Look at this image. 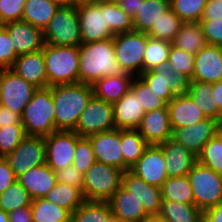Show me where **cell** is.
<instances>
[{
    "mask_svg": "<svg viewBox=\"0 0 222 222\" xmlns=\"http://www.w3.org/2000/svg\"><path fill=\"white\" fill-rule=\"evenodd\" d=\"M203 218L206 222H222V201L217 206L203 211Z\"/></svg>",
    "mask_w": 222,
    "mask_h": 222,
    "instance_id": "91938a15",
    "label": "cell"
},
{
    "mask_svg": "<svg viewBox=\"0 0 222 222\" xmlns=\"http://www.w3.org/2000/svg\"><path fill=\"white\" fill-rule=\"evenodd\" d=\"M101 0H77V5L79 4H91V3H98Z\"/></svg>",
    "mask_w": 222,
    "mask_h": 222,
    "instance_id": "03108f58",
    "label": "cell"
},
{
    "mask_svg": "<svg viewBox=\"0 0 222 222\" xmlns=\"http://www.w3.org/2000/svg\"><path fill=\"white\" fill-rule=\"evenodd\" d=\"M173 47L196 55L208 43L200 22H183L179 32L171 43Z\"/></svg>",
    "mask_w": 222,
    "mask_h": 222,
    "instance_id": "f546056e",
    "label": "cell"
},
{
    "mask_svg": "<svg viewBox=\"0 0 222 222\" xmlns=\"http://www.w3.org/2000/svg\"><path fill=\"white\" fill-rule=\"evenodd\" d=\"M45 44L79 46L81 33L77 6H60L43 30Z\"/></svg>",
    "mask_w": 222,
    "mask_h": 222,
    "instance_id": "8992f818",
    "label": "cell"
},
{
    "mask_svg": "<svg viewBox=\"0 0 222 222\" xmlns=\"http://www.w3.org/2000/svg\"><path fill=\"white\" fill-rule=\"evenodd\" d=\"M194 204L203 212L222 201V175L198 161L188 173Z\"/></svg>",
    "mask_w": 222,
    "mask_h": 222,
    "instance_id": "ba28073f",
    "label": "cell"
},
{
    "mask_svg": "<svg viewBox=\"0 0 222 222\" xmlns=\"http://www.w3.org/2000/svg\"><path fill=\"white\" fill-rule=\"evenodd\" d=\"M141 222H167V221L159 214H152L146 216L144 219L141 220Z\"/></svg>",
    "mask_w": 222,
    "mask_h": 222,
    "instance_id": "6125c7cd",
    "label": "cell"
},
{
    "mask_svg": "<svg viewBox=\"0 0 222 222\" xmlns=\"http://www.w3.org/2000/svg\"><path fill=\"white\" fill-rule=\"evenodd\" d=\"M222 130V124L212 118H206L190 126L172 130L174 141L184 145L193 154L198 156L203 146Z\"/></svg>",
    "mask_w": 222,
    "mask_h": 222,
    "instance_id": "9a60e30c",
    "label": "cell"
},
{
    "mask_svg": "<svg viewBox=\"0 0 222 222\" xmlns=\"http://www.w3.org/2000/svg\"><path fill=\"white\" fill-rule=\"evenodd\" d=\"M147 33L129 31L113 37L116 60L125 73L140 76L144 72Z\"/></svg>",
    "mask_w": 222,
    "mask_h": 222,
    "instance_id": "52a82bcc",
    "label": "cell"
},
{
    "mask_svg": "<svg viewBox=\"0 0 222 222\" xmlns=\"http://www.w3.org/2000/svg\"><path fill=\"white\" fill-rule=\"evenodd\" d=\"M32 200L28 191L16 180L0 194V209L9 214L15 209L30 206Z\"/></svg>",
    "mask_w": 222,
    "mask_h": 222,
    "instance_id": "ab89813d",
    "label": "cell"
},
{
    "mask_svg": "<svg viewBox=\"0 0 222 222\" xmlns=\"http://www.w3.org/2000/svg\"><path fill=\"white\" fill-rule=\"evenodd\" d=\"M159 215L167 222H198L203 212L195 204L162 200Z\"/></svg>",
    "mask_w": 222,
    "mask_h": 222,
    "instance_id": "e575fe53",
    "label": "cell"
},
{
    "mask_svg": "<svg viewBox=\"0 0 222 222\" xmlns=\"http://www.w3.org/2000/svg\"><path fill=\"white\" fill-rule=\"evenodd\" d=\"M55 105L52 86L37 88L22 114V125L27 136H49L55 128Z\"/></svg>",
    "mask_w": 222,
    "mask_h": 222,
    "instance_id": "277c9868",
    "label": "cell"
},
{
    "mask_svg": "<svg viewBox=\"0 0 222 222\" xmlns=\"http://www.w3.org/2000/svg\"><path fill=\"white\" fill-rule=\"evenodd\" d=\"M171 45L169 42L148 37L144 54V72L167 64Z\"/></svg>",
    "mask_w": 222,
    "mask_h": 222,
    "instance_id": "60d3db41",
    "label": "cell"
},
{
    "mask_svg": "<svg viewBox=\"0 0 222 222\" xmlns=\"http://www.w3.org/2000/svg\"><path fill=\"white\" fill-rule=\"evenodd\" d=\"M131 90L139 98L145 112L167 106V103L159 98L139 76L134 77Z\"/></svg>",
    "mask_w": 222,
    "mask_h": 222,
    "instance_id": "f6af8a7d",
    "label": "cell"
},
{
    "mask_svg": "<svg viewBox=\"0 0 222 222\" xmlns=\"http://www.w3.org/2000/svg\"><path fill=\"white\" fill-rule=\"evenodd\" d=\"M148 145L137 129L121 130V153L130 168L143 155Z\"/></svg>",
    "mask_w": 222,
    "mask_h": 222,
    "instance_id": "8d00e7d4",
    "label": "cell"
},
{
    "mask_svg": "<svg viewBox=\"0 0 222 222\" xmlns=\"http://www.w3.org/2000/svg\"><path fill=\"white\" fill-rule=\"evenodd\" d=\"M117 4L133 19L137 13V10H139L140 0H119L117 1Z\"/></svg>",
    "mask_w": 222,
    "mask_h": 222,
    "instance_id": "680465c9",
    "label": "cell"
},
{
    "mask_svg": "<svg viewBox=\"0 0 222 222\" xmlns=\"http://www.w3.org/2000/svg\"><path fill=\"white\" fill-rule=\"evenodd\" d=\"M112 213L123 222H141L148 214L139 199L121 186L108 201Z\"/></svg>",
    "mask_w": 222,
    "mask_h": 222,
    "instance_id": "4316f807",
    "label": "cell"
},
{
    "mask_svg": "<svg viewBox=\"0 0 222 222\" xmlns=\"http://www.w3.org/2000/svg\"><path fill=\"white\" fill-rule=\"evenodd\" d=\"M123 173L119 168L96 161L83 174L85 200L108 202L122 186Z\"/></svg>",
    "mask_w": 222,
    "mask_h": 222,
    "instance_id": "5b68a950",
    "label": "cell"
},
{
    "mask_svg": "<svg viewBox=\"0 0 222 222\" xmlns=\"http://www.w3.org/2000/svg\"><path fill=\"white\" fill-rule=\"evenodd\" d=\"M76 6L81 33V44L114 37L107 23L106 1L101 0L98 3L79 4Z\"/></svg>",
    "mask_w": 222,
    "mask_h": 222,
    "instance_id": "8fae6325",
    "label": "cell"
},
{
    "mask_svg": "<svg viewBox=\"0 0 222 222\" xmlns=\"http://www.w3.org/2000/svg\"><path fill=\"white\" fill-rule=\"evenodd\" d=\"M26 0H0V25L22 20Z\"/></svg>",
    "mask_w": 222,
    "mask_h": 222,
    "instance_id": "f907efd6",
    "label": "cell"
},
{
    "mask_svg": "<svg viewBox=\"0 0 222 222\" xmlns=\"http://www.w3.org/2000/svg\"><path fill=\"white\" fill-rule=\"evenodd\" d=\"M87 138L92 145L96 161L114 166L123 171H129L131 169L124 162L121 153L120 129L95 133L87 136Z\"/></svg>",
    "mask_w": 222,
    "mask_h": 222,
    "instance_id": "2e32d148",
    "label": "cell"
},
{
    "mask_svg": "<svg viewBox=\"0 0 222 222\" xmlns=\"http://www.w3.org/2000/svg\"><path fill=\"white\" fill-rule=\"evenodd\" d=\"M43 198L68 210L71 214L86 201L79 188L60 182H57Z\"/></svg>",
    "mask_w": 222,
    "mask_h": 222,
    "instance_id": "836d02e7",
    "label": "cell"
},
{
    "mask_svg": "<svg viewBox=\"0 0 222 222\" xmlns=\"http://www.w3.org/2000/svg\"><path fill=\"white\" fill-rule=\"evenodd\" d=\"M9 220L10 222H33L31 205L10 212Z\"/></svg>",
    "mask_w": 222,
    "mask_h": 222,
    "instance_id": "6f0895ef",
    "label": "cell"
},
{
    "mask_svg": "<svg viewBox=\"0 0 222 222\" xmlns=\"http://www.w3.org/2000/svg\"><path fill=\"white\" fill-rule=\"evenodd\" d=\"M5 159L16 177L46 163L45 137L27 136Z\"/></svg>",
    "mask_w": 222,
    "mask_h": 222,
    "instance_id": "4fadbf2b",
    "label": "cell"
},
{
    "mask_svg": "<svg viewBox=\"0 0 222 222\" xmlns=\"http://www.w3.org/2000/svg\"><path fill=\"white\" fill-rule=\"evenodd\" d=\"M31 211L33 222L71 221V213L68 210L45 198L33 199Z\"/></svg>",
    "mask_w": 222,
    "mask_h": 222,
    "instance_id": "74e56055",
    "label": "cell"
},
{
    "mask_svg": "<svg viewBox=\"0 0 222 222\" xmlns=\"http://www.w3.org/2000/svg\"><path fill=\"white\" fill-rule=\"evenodd\" d=\"M0 222H10L9 214L0 209Z\"/></svg>",
    "mask_w": 222,
    "mask_h": 222,
    "instance_id": "e7e4bbea",
    "label": "cell"
},
{
    "mask_svg": "<svg viewBox=\"0 0 222 222\" xmlns=\"http://www.w3.org/2000/svg\"><path fill=\"white\" fill-rule=\"evenodd\" d=\"M213 97L217 103L218 110L222 115V80L213 83Z\"/></svg>",
    "mask_w": 222,
    "mask_h": 222,
    "instance_id": "94428289",
    "label": "cell"
},
{
    "mask_svg": "<svg viewBox=\"0 0 222 222\" xmlns=\"http://www.w3.org/2000/svg\"><path fill=\"white\" fill-rule=\"evenodd\" d=\"M207 43L222 47V19L200 20Z\"/></svg>",
    "mask_w": 222,
    "mask_h": 222,
    "instance_id": "816d5d0a",
    "label": "cell"
},
{
    "mask_svg": "<svg viewBox=\"0 0 222 222\" xmlns=\"http://www.w3.org/2000/svg\"><path fill=\"white\" fill-rule=\"evenodd\" d=\"M11 70L36 88L47 87L46 68L42 50L19 55Z\"/></svg>",
    "mask_w": 222,
    "mask_h": 222,
    "instance_id": "cb8c5ba5",
    "label": "cell"
},
{
    "mask_svg": "<svg viewBox=\"0 0 222 222\" xmlns=\"http://www.w3.org/2000/svg\"><path fill=\"white\" fill-rule=\"evenodd\" d=\"M122 186L139 199L148 215L160 213L162 204L160 187L146 183L130 170L124 171Z\"/></svg>",
    "mask_w": 222,
    "mask_h": 222,
    "instance_id": "44dd1931",
    "label": "cell"
},
{
    "mask_svg": "<svg viewBox=\"0 0 222 222\" xmlns=\"http://www.w3.org/2000/svg\"><path fill=\"white\" fill-rule=\"evenodd\" d=\"M37 88L11 69H0V103L22 116Z\"/></svg>",
    "mask_w": 222,
    "mask_h": 222,
    "instance_id": "30bf717a",
    "label": "cell"
},
{
    "mask_svg": "<svg viewBox=\"0 0 222 222\" xmlns=\"http://www.w3.org/2000/svg\"><path fill=\"white\" fill-rule=\"evenodd\" d=\"M162 200L194 204L193 190L188 176L168 177L162 184Z\"/></svg>",
    "mask_w": 222,
    "mask_h": 222,
    "instance_id": "d590c367",
    "label": "cell"
},
{
    "mask_svg": "<svg viewBox=\"0 0 222 222\" xmlns=\"http://www.w3.org/2000/svg\"><path fill=\"white\" fill-rule=\"evenodd\" d=\"M161 145H148L130 171L146 183L161 187L168 178Z\"/></svg>",
    "mask_w": 222,
    "mask_h": 222,
    "instance_id": "e0dca14e",
    "label": "cell"
},
{
    "mask_svg": "<svg viewBox=\"0 0 222 222\" xmlns=\"http://www.w3.org/2000/svg\"><path fill=\"white\" fill-rule=\"evenodd\" d=\"M207 0H170L171 9L183 22H200Z\"/></svg>",
    "mask_w": 222,
    "mask_h": 222,
    "instance_id": "ee69618b",
    "label": "cell"
},
{
    "mask_svg": "<svg viewBox=\"0 0 222 222\" xmlns=\"http://www.w3.org/2000/svg\"><path fill=\"white\" fill-rule=\"evenodd\" d=\"M113 129H115V123L112 104L93 94L73 131L80 137H87Z\"/></svg>",
    "mask_w": 222,
    "mask_h": 222,
    "instance_id": "7c38bea8",
    "label": "cell"
},
{
    "mask_svg": "<svg viewBox=\"0 0 222 222\" xmlns=\"http://www.w3.org/2000/svg\"><path fill=\"white\" fill-rule=\"evenodd\" d=\"M213 86L211 83L191 81L187 95L193 103L198 106L206 118H212L222 124V115L220 114L217 103L213 97Z\"/></svg>",
    "mask_w": 222,
    "mask_h": 222,
    "instance_id": "4dcf8cb0",
    "label": "cell"
},
{
    "mask_svg": "<svg viewBox=\"0 0 222 222\" xmlns=\"http://www.w3.org/2000/svg\"><path fill=\"white\" fill-rule=\"evenodd\" d=\"M17 180L9 162L0 157V194Z\"/></svg>",
    "mask_w": 222,
    "mask_h": 222,
    "instance_id": "db71d44e",
    "label": "cell"
},
{
    "mask_svg": "<svg viewBox=\"0 0 222 222\" xmlns=\"http://www.w3.org/2000/svg\"><path fill=\"white\" fill-rule=\"evenodd\" d=\"M92 95V85L81 82L52 86L56 130L73 131Z\"/></svg>",
    "mask_w": 222,
    "mask_h": 222,
    "instance_id": "7a4b0ae2",
    "label": "cell"
},
{
    "mask_svg": "<svg viewBox=\"0 0 222 222\" xmlns=\"http://www.w3.org/2000/svg\"><path fill=\"white\" fill-rule=\"evenodd\" d=\"M115 129H137L146 113L139 98L129 90L119 101L112 104Z\"/></svg>",
    "mask_w": 222,
    "mask_h": 222,
    "instance_id": "603a6c76",
    "label": "cell"
},
{
    "mask_svg": "<svg viewBox=\"0 0 222 222\" xmlns=\"http://www.w3.org/2000/svg\"><path fill=\"white\" fill-rule=\"evenodd\" d=\"M170 8V0H140L139 10L133 18L134 30L147 33Z\"/></svg>",
    "mask_w": 222,
    "mask_h": 222,
    "instance_id": "f1b7e54d",
    "label": "cell"
},
{
    "mask_svg": "<svg viewBox=\"0 0 222 222\" xmlns=\"http://www.w3.org/2000/svg\"><path fill=\"white\" fill-rule=\"evenodd\" d=\"M197 161L222 175V130L203 146Z\"/></svg>",
    "mask_w": 222,
    "mask_h": 222,
    "instance_id": "b9f144b4",
    "label": "cell"
},
{
    "mask_svg": "<svg viewBox=\"0 0 222 222\" xmlns=\"http://www.w3.org/2000/svg\"><path fill=\"white\" fill-rule=\"evenodd\" d=\"M46 164L57 171L73 165L77 144V133L74 131L57 130L45 137Z\"/></svg>",
    "mask_w": 222,
    "mask_h": 222,
    "instance_id": "5bb4252c",
    "label": "cell"
},
{
    "mask_svg": "<svg viewBox=\"0 0 222 222\" xmlns=\"http://www.w3.org/2000/svg\"><path fill=\"white\" fill-rule=\"evenodd\" d=\"M57 3L59 6H76L77 0H52Z\"/></svg>",
    "mask_w": 222,
    "mask_h": 222,
    "instance_id": "be15d7a7",
    "label": "cell"
},
{
    "mask_svg": "<svg viewBox=\"0 0 222 222\" xmlns=\"http://www.w3.org/2000/svg\"><path fill=\"white\" fill-rule=\"evenodd\" d=\"M183 21L170 8L162 14L156 25L147 32L149 37L172 43Z\"/></svg>",
    "mask_w": 222,
    "mask_h": 222,
    "instance_id": "f35d334b",
    "label": "cell"
},
{
    "mask_svg": "<svg viewBox=\"0 0 222 222\" xmlns=\"http://www.w3.org/2000/svg\"><path fill=\"white\" fill-rule=\"evenodd\" d=\"M79 82L93 85L106 76L124 73L116 60L113 38L79 45Z\"/></svg>",
    "mask_w": 222,
    "mask_h": 222,
    "instance_id": "6da1fadb",
    "label": "cell"
},
{
    "mask_svg": "<svg viewBox=\"0 0 222 222\" xmlns=\"http://www.w3.org/2000/svg\"><path fill=\"white\" fill-rule=\"evenodd\" d=\"M166 160V172L168 177L186 176L197 162V156L184 145L168 139L160 144Z\"/></svg>",
    "mask_w": 222,
    "mask_h": 222,
    "instance_id": "7402d4cb",
    "label": "cell"
},
{
    "mask_svg": "<svg viewBox=\"0 0 222 222\" xmlns=\"http://www.w3.org/2000/svg\"><path fill=\"white\" fill-rule=\"evenodd\" d=\"M57 182L68 184L82 191L83 174L73 165H69L56 171Z\"/></svg>",
    "mask_w": 222,
    "mask_h": 222,
    "instance_id": "f5cc1de1",
    "label": "cell"
},
{
    "mask_svg": "<svg viewBox=\"0 0 222 222\" xmlns=\"http://www.w3.org/2000/svg\"><path fill=\"white\" fill-rule=\"evenodd\" d=\"M134 77L125 72L119 76L103 77L92 85L93 94L101 100L113 104L131 90Z\"/></svg>",
    "mask_w": 222,
    "mask_h": 222,
    "instance_id": "83f0119b",
    "label": "cell"
},
{
    "mask_svg": "<svg viewBox=\"0 0 222 222\" xmlns=\"http://www.w3.org/2000/svg\"><path fill=\"white\" fill-rule=\"evenodd\" d=\"M172 130L196 124L206 119L187 94L176 95L168 104Z\"/></svg>",
    "mask_w": 222,
    "mask_h": 222,
    "instance_id": "484cf974",
    "label": "cell"
},
{
    "mask_svg": "<svg viewBox=\"0 0 222 222\" xmlns=\"http://www.w3.org/2000/svg\"><path fill=\"white\" fill-rule=\"evenodd\" d=\"M43 58L47 87L79 83V46H54L44 44Z\"/></svg>",
    "mask_w": 222,
    "mask_h": 222,
    "instance_id": "3957f363",
    "label": "cell"
},
{
    "mask_svg": "<svg viewBox=\"0 0 222 222\" xmlns=\"http://www.w3.org/2000/svg\"><path fill=\"white\" fill-rule=\"evenodd\" d=\"M222 80V48L207 44L195 55L193 79L207 83Z\"/></svg>",
    "mask_w": 222,
    "mask_h": 222,
    "instance_id": "ffe728a7",
    "label": "cell"
},
{
    "mask_svg": "<svg viewBox=\"0 0 222 222\" xmlns=\"http://www.w3.org/2000/svg\"><path fill=\"white\" fill-rule=\"evenodd\" d=\"M13 43L16 54L22 55L43 49V31L23 20L3 24Z\"/></svg>",
    "mask_w": 222,
    "mask_h": 222,
    "instance_id": "ac0fdd59",
    "label": "cell"
},
{
    "mask_svg": "<svg viewBox=\"0 0 222 222\" xmlns=\"http://www.w3.org/2000/svg\"><path fill=\"white\" fill-rule=\"evenodd\" d=\"M167 64H169L175 72H180L191 80L193 79L195 55L186 53L171 45Z\"/></svg>",
    "mask_w": 222,
    "mask_h": 222,
    "instance_id": "c3c4849f",
    "label": "cell"
},
{
    "mask_svg": "<svg viewBox=\"0 0 222 222\" xmlns=\"http://www.w3.org/2000/svg\"><path fill=\"white\" fill-rule=\"evenodd\" d=\"M32 199L43 198L57 183L56 172L46 163L17 177Z\"/></svg>",
    "mask_w": 222,
    "mask_h": 222,
    "instance_id": "d4e9b609",
    "label": "cell"
},
{
    "mask_svg": "<svg viewBox=\"0 0 222 222\" xmlns=\"http://www.w3.org/2000/svg\"><path fill=\"white\" fill-rule=\"evenodd\" d=\"M102 1H107V2H117L119 0H102Z\"/></svg>",
    "mask_w": 222,
    "mask_h": 222,
    "instance_id": "003e7915",
    "label": "cell"
},
{
    "mask_svg": "<svg viewBox=\"0 0 222 222\" xmlns=\"http://www.w3.org/2000/svg\"><path fill=\"white\" fill-rule=\"evenodd\" d=\"M18 55L6 28L0 25V69H11Z\"/></svg>",
    "mask_w": 222,
    "mask_h": 222,
    "instance_id": "681fc988",
    "label": "cell"
},
{
    "mask_svg": "<svg viewBox=\"0 0 222 222\" xmlns=\"http://www.w3.org/2000/svg\"><path fill=\"white\" fill-rule=\"evenodd\" d=\"M26 137L22 124L0 127V157L10 154Z\"/></svg>",
    "mask_w": 222,
    "mask_h": 222,
    "instance_id": "bcb514c9",
    "label": "cell"
},
{
    "mask_svg": "<svg viewBox=\"0 0 222 222\" xmlns=\"http://www.w3.org/2000/svg\"><path fill=\"white\" fill-rule=\"evenodd\" d=\"M198 222H206L205 219L202 217Z\"/></svg>",
    "mask_w": 222,
    "mask_h": 222,
    "instance_id": "a7ac6f4b",
    "label": "cell"
},
{
    "mask_svg": "<svg viewBox=\"0 0 222 222\" xmlns=\"http://www.w3.org/2000/svg\"><path fill=\"white\" fill-rule=\"evenodd\" d=\"M15 124H22V116L2 107L0 103V127Z\"/></svg>",
    "mask_w": 222,
    "mask_h": 222,
    "instance_id": "9f6ffc18",
    "label": "cell"
},
{
    "mask_svg": "<svg viewBox=\"0 0 222 222\" xmlns=\"http://www.w3.org/2000/svg\"><path fill=\"white\" fill-rule=\"evenodd\" d=\"M222 19V0H207L201 20Z\"/></svg>",
    "mask_w": 222,
    "mask_h": 222,
    "instance_id": "11a10c76",
    "label": "cell"
},
{
    "mask_svg": "<svg viewBox=\"0 0 222 222\" xmlns=\"http://www.w3.org/2000/svg\"><path fill=\"white\" fill-rule=\"evenodd\" d=\"M72 222H123L116 217L109 202L85 201L71 214Z\"/></svg>",
    "mask_w": 222,
    "mask_h": 222,
    "instance_id": "1f68e13d",
    "label": "cell"
},
{
    "mask_svg": "<svg viewBox=\"0 0 222 222\" xmlns=\"http://www.w3.org/2000/svg\"><path fill=\"white\" fill-rule=\"evenodd\" d=\"M137 130L149 145H159L171 139L172 126L168 107L146 112Z\"/></svg>",
    "mask_w": 222,
    "mask_h": 222,
    "instance_id": "d6986e66",
    "label": "cell"
},
{
    "mask_svg": "<svg viewBox=\"0 0 222 222\" xmlns=\"http://www.w3.org/2000/svg\"><path fill=\"white\" fill-rule=\"evenodd\" d=\"M139 77L167 104L176 95L186 94L191 82L189 77L175 72L169 64L145 71Z\"/></svg>",
    "mask_w": 222,
    "mask_h": 222,
    "instance_id": "9c48e42d",
    "label": "cell"
},
{
    "mask_svg": "<svg viewBox=\"0 0 222 222\" xmlns=\"http://www.w3.org/2000/svg\"><path fill=\"white\" fill-rule=\"evenodd\" d=\"M59 7L52 0H26L22 20L43 31Z\"/></svg>",
    "mask_w": 222,
    "mask_h": 222,
    "instance_id": "d6a6232c",
    "label": "cell"
},
{
    "mask_svg": "<svg viewBox=\"0 0 222 222\" xmlns=\"http://www.w3.org/2000/svg\"><path fill=\"white\" fill-rule=\"evenodd\" d=\"M106 18L113 35L134 30L133 19L118 6L117 2L106 1Z\"/></svg>",
    "mask_w": 222,
    "mask_h": 222,
    "instance_id": "7bdbcfd3",
    "label": "cell"
},
{
    "mask_svg": "<svg viewBox=\"0 0 222 222\" xmlns=\"http://www.w3.org/2000/svg\"><path fill=\"white\" fill-rule=\"evenodd\" d=\"M95 162L96 158L89 139L87 137H80L77 134L73 166L84 174Z\"/></svg>",
    "mask_w": 222,
    "mask_h": 222,
    "instance_id": "7dc6e473",
    "label": "cell"
}]
</instances>
